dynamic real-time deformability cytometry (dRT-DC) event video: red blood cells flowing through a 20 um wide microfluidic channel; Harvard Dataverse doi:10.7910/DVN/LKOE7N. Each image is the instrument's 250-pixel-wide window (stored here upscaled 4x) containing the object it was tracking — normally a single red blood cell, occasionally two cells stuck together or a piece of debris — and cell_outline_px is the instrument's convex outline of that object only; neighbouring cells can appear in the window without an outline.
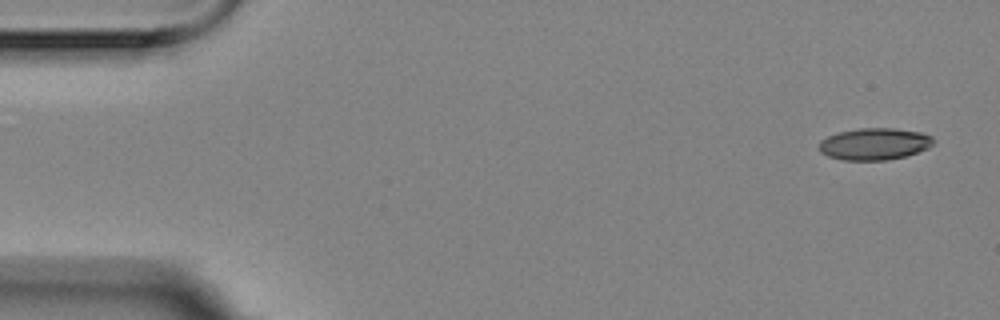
{"species": "Egyptian fruit bat (a non-hibernating species)", "species_latin": "Rousettus aegyptiacus", "temperature_condition": "room temperature", "stored_images_in_passage": 5, "camera_frame_rate_fps": 3000, "um_per_image_px": 0.085, "animal": {"sex": "female"}, "frame": {"image": 1, "passage_image": 1, "time_ms": 0.0, "image_size_px": [1000, 320], "cell_outline_px": [[932, 144], [928, 148], [904, 156], [884, 160], [844, 160], [828, 156], [820, 152], [816, 148], [820, 140], [836, 132], [856, 128], [892, 128], [920, 132], [932, 136]], "centroid_in_image_um": [74.25, 12.22], "position_along_channel_um": 10.8, "area_um2": 21.27}}
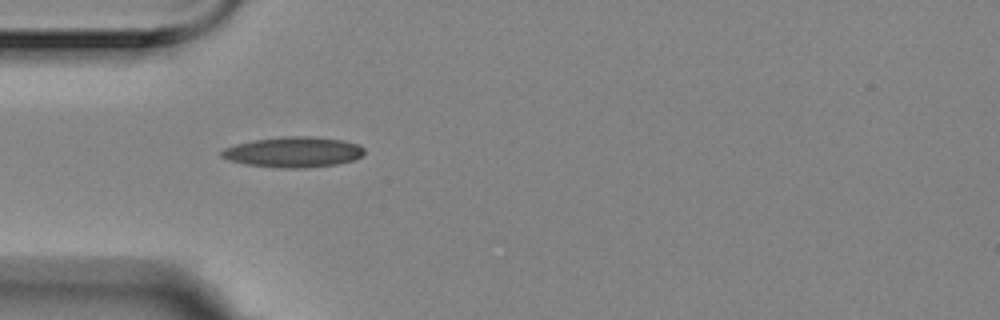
{"frame": {"image": 2, "passage_image": 5, "time_ms": 1.333, "image_size_px": [1000, 320], "cell_outline_px": [[364, 152], [360, 156], [352, 160], [336, 164], [304, 168], [280, 168], [244, 164], [228, 160], [220, 156], [220, 152], [224, 148], [236, 144], [252, 140], [280, 136], [316, 136], [344, 140], [360, 144], [364, 148]], "centroid_in_image_um": [24.92, 12.91], "position_along_channel_um": 60.1, "area_um2": 25.61}}